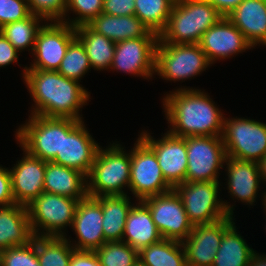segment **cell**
<instances>
[{
    "label": "cell",
    "mask_w": 266,
    "mask_h": 266,
    "mask_svg": "<svg viewBox=\"0 0 266 266\" xmlns=\"http://www.w3.org/2000/svg\"><path fill=\"white\" fill-rule=\"evenodd\" d=\"M174 90L161 98L170 134L178 137L222 136L225 114L208 92L181 85Z\"/></svg>",
    "instance_id": "6da1fadb"
},
{
    "label": "cell",
    "mask_w": 266,
    "mask_h": 266,
    "mask_svg": "<svg viewBox=\"0 0 266 266\" xmlns=\"http://www.w3.org/2000/svg\"><path fill=\"white\" fill-rule=\"evenodd\" d=\"M26 66L21 77L34 102L30 115L84 120L82 109L91 101V92L58 71L26 69Z\"/></svg>",
    "instance_id": "7a4b0ae2"
},
{
    "label": "cell",
    "mask_w": 266,
    "mask_h": 266,
    "mask_svg": "<svg viewBox=\"0 0 266 266\" xmlns=\"http://www.w3.org/2000/svg\"><path fill=\"white\" fill-rule=\"evenodd\" d=\"M112 142L107 145L108 147L100 146L97 152L86 177L88 196L129 194L131 150H125V146L118 141Z\"/></svg>",
    "instance_id": "3957f363"
},
{
    "label": "cell",
    "mask_w": 266,
    "mask_h": 266,
    "mask_svg": "<svg viewBox=\"0 0 266 266\" xmlns=\"http://www.w3.org/2000/svg\"><path fill=\"white\" fill-rule=\"evenodd\" d=\"M223 17L207 0H178L158 43L199 44L202 35Z\"/></svg>",
    "instance_id": "277c9868"
},
{
    "label": "cell",
    "mask_w": 266,
    "mask_h": 266,
    "mask_svg": "<svg viewBox=\"0 0 266 266\" xmlns=\"http://www.w3.org/2000/svg\"><path fill=\"white\" fill-rule=\"evenodd\" d=\"M222 182H184L173 189L179 195L189 221L193 225L210 224L228 216H233L236 204L220 197Z\"/></svg>",
    "instance_id": "5b68a950"
},
{
    "label": "cell",
    "mask_w": 266,
    "mask_h": 266,
    "mask_svg": "<svg viewBox=\"0 0 266 266\" xmlns=\"http://www.w3.org/2000/svg\"><path fill=\"white\" fill-rule=\"evenodd\" d=\"M211 66L199 44L157 43L155 75L167 82L194 79Z\"/></svg>",
    "instance_id": "8992f818"
},
{
    "label": "cell",
    "mask_w": 266,
    "mask_h": 266,
    "mask_svg": "<svg viewBox=\"0 0 266 266\" xmlns=\"http://www.w3.org/2000/svg\"><path fill=\"white\" fill-rule=\"evenodd\" d=\"M80 200L43 192L28 206L30 227L34 236L65 237L72 228Z\"/></svg>",
    "instance_id": "52a82bcc"
},
{
    "label": "cell",
    "mask_w": 266,
    "mask_h": 266,
    "mask_svg": "<svg viewBox=\"0 0 266 266\" xmlns=\"http://www.w3.org/2000/svg\"><path fill=\"white\" fill-rule=\"evenodd\" d=\"M223 144L227 156L259 162L266 155V123L245 117H224Z\"/></svg>",
    "instance_id": "ba28073f"
},
{
    "label": "cell",
    "mask_w": 266,
    "mask_h": 266,
    "mask_svg": "<svg viewBox=\"0 0 266 266\" xmlns=\"http://www.w3.org/2000/svg\"><path fill=\"white\" fill-rule=\"evenodd\" d=\"M15 131L21 149L43 161H52L61 151L62 118L29 115Z\"/></svg>",
    "instance_id": "9c48e42d"
},
{
    "label": "cell",
    "mask_w": 266,
    "mask_h": 266,
    "mask_svg": "<svg viewBox=\"0 0 266 266\" xmlns=\"http://www.w3.org/2000/svg\"><path fill=\"white\" fill-rule=\"evenodd\" d=\"M130 149L129 194H133L137 201H142L173 189L162 174L156 154L139 136Z\"/></svg>",
    "instance_id": "30bf717a"
},
{
    "label": "cell",
    "mask_w": 266,
    "mask_h": 266,
    "mask_svg": "<svg viewBox=\"0 0 266 266\" xmlns=\"http://www.w3.org/2000/svg\"><path fill=\"white\" fill-rule=\"evenodd\" d=\"M85 124L84 120L62 118L61 151L52 162L80 171L87 177L101 145Z\"/></svg>",
    "instance_id": "8fae6325"
},
{
    "label": "cell",
    "mask_w": 266,
    "mask_h": 266,
    "mask_svg": "<svg viewBox=\"0 0 266 266\" xmlns=\"http://www.w3.org/2000/svg\"><path fill=\"white\" fill-rule=\"evenodd\" d=\"M186 182L220 181L227 157L222 136H187Z\"/></svg>",
    "instance_id": "7c38bea8"
},
{
    "label": "cell",
    "mask_w": 266,
    "mask_h": 266,
    "mask_svg": "<svg viewBox=\"0 0 266 266\" xmlns=\"http://www.w3.org/2000/svg\"><path fill=\"white\" fill-rule=\"evenodd\" d=\"M75 37V27L62 21H46L37 33L31 54L34 58L26 69L57 71Z\"/></svg>",
    "instance_id": "4fadbf2b"
},
{
    "label": "cell",
    "mask_w": 266,
    "mask_h": 266,
    "mask_svg": "<svg viewBox=\"0 0 266 266\" xmlns=\"http://www.w3.org/2000/svg\"><path fill=\"white\" fill-rule=\"evenodd\" d=\"M142 202L150 210L152 220L163 239L182 242L192 231L193 224L174 189L145 198Z\"/></svg>",
    "instance_id": "5bb4252c"
},
{
    "label": "cell",
    "mask_w": 266,
    "mask_h": 266,
    "mask_svg": "<svg viewBox=\"0 0 266 266\" xmlns=\"http://www.w3.org/2000/svg\"><path fill=\"white\" fill-rule=\"evenodd\" d=\"M159 36H143L116 42L115 54L109 71L130 74L153 80L155 51Z\"/></svg>",
    "instance_id": "9a60e30c"
},
{
    "label": "cell",
    "mask_w": 266,
    "mask_h": 266,
    "mask_svg": "<svg viewBox=\"0 0 266 266\" xmlns=\"http://www.w3.org/2000/svg\"><path fill=\"white\" fill-rule=\"evenodd\" d=\"M148 130L138 136L154 151L165 180L174 188L186 182L187 149L184 137L166 131L161 138L155 139Z\"/></svg>",
    "instance_id": "2e32d148"
},
{
    "label": "cell",
    "mask_w": 266,
    "mask_h": 266,
    "mask_svg": "<svg viewBox=\"0 0 266 266\" xmlns=\"http://www.w3.org/2000/svg\"><path fill=\"white\" fill-rule=\"evenodd\" d=\"M235 219L228 216L210 224L193 225L192 231L181 242L187 266H212L224 231Z\"/></svg>",
    "instance_id": "e0dca14e"
},
{
    "label": "cell",
    "mask_w": 266,
    "mask_h": 266,
    "mask_svg": "<svg viewBox=\"0 0 266 266\" xmlns=\"http://www.w3.org/2000/svg\"><path fill=\"white\" fill-rule=\"evenodd\" d=\"M199 45L212 65L254 49L227 17H221L210 27L202 35Z\"/></svg>",
    "instance_id": "ac0fdd59"
},
{
    "label": "cell",
    "mask_w": 266,
    "mask_h": 266,
    "mask_svg": "<svg viewBox=\"0 0 266 266\" xmlns=\"http://www.w3.org/2000/svg\"><path fill=\"white\" fill-rule=\"evenodd\" d=\"M102 218V206L97 197L87 195L78 202L71 228L77 239L65 236L75 250L95 251L106 242Z\"/></svg>",
    "instance_id": "d6986e66"
},
{
    "label": "cell",
    "mask_w": 266,
    "mask_h": 266,
    "mask_svg": "<svg viewBox=\"0 0 266 266\" xmlns=\"http://www.w3.org/2000/svg\"><path fill=\"white\" fill-rule=\"evenodd\" d=\"M225 171V186L228 190V195L234 202H242L250 206L255 205L259 190L261 187V176L257 162L237 159L227 156L224 162ZM238 200V201H235Z\"/></svg>",
    "instance_id": "ffe728a7"
},
{
    "label": "cell",
    "mask_w": 266,
    "mask_h": 266,
    "mask_svg": "<svg viewBox=\"0 0 266 266\" xmlns=\"http://www.w3.org/2000/svg\"><path fill=\"white\" fill-rule=\"evenodd\" d=\"M22 151L23 157L9 170L14 201L27 207L44 192L45 161Z\"/></svg>",
    "instance_id": "44dd1931"
},
{
    "label": "cell",
    "mask_w": 266,
    "mask_h": 266,
    "mask_svg": "<svg viewBox=\"0 0 266 266\" xmlns=\"http://www.w3.org/2000/svg\"><path fill=\"white\" fill-rule=\"evenodd\" d=\"M255 49L266 46V0H243L226 16Z\"/></svg>",
    "instance_id": "7402d4cb"
},
{
    "label": "cell",
    "mask_w": 266,
    "mask_h": 266,
    "mask_svg": "<svg viewBox=\"0 0 266 266\" xmlns=\"http://www.w3.org/2000/svg\"><path fill=\"white\" fill-rule=\"evenodd\" d=\"M28 209L16 203L0 206V251L32 241Z\"/></svg>",
    "instance_id": "603a6c76"
},
{
    "label": "cell",
    "mask_w": 266,
    "mask_h": 266,
    "mask_svg": "<svg viewBox=\"0 0 266 266\" xmlns=\"http://www.w3.org/2000/svg\"><path fill=\"white\" fill-rule=\"evenodd\" d=\"M44 192L81 200L88 195L87 178L80 171L45 161Z\"/></svg>",
    "instance_id": "cb8c5ba5"
},
{
    "label": "cell",
    "mask_w": 266,
    "mask_h": 266,
    "mask_svg": "<svg viewBox=\"0 0 266 266\" xmlns=\"http://www.w3.org/2000/svg\"><path fill=\"white\" fill-rule=\"evenodd\" d=\"M133 201L124 227L122 241L138 252L163 239L152 220L150 210L142 201Z\"/></svg>",
    "instance_id": "d4e9b609"
},
{
    "label": "cell",
    "mask_w": 266,
    "mask_h": 266,
    "mask_svg": "<svg viewBox=\"0 0 266 266\" xmlns=\"http://www.w3.org/2000/svg\"><path fill=\"white\" fill-rule=\"evenodd\" d=\"M88 26L115 43L143 36H159L135 15L112 16L101 13Z\"/></svg>",
    "instance_id": "484cf974"
},
{
    "label": "cell",
    "mask_w": 266,
    "mask_h": 266,
    "mask_svg": "<svg viewBox=\"0 0 266 266\" xmlns=\"http://www.w3.org/2000/svg\"><path fill=\"white\" fill-rule=\"evenodd\" d=\"M103 212L102 229L106 242L122 241L128 213L135 203L130 195L97 197Z\"/></svg>",
    "instance_id": "4316f807"
},
{
    "label": "cell",
    "mask_w": 266,
    "mask_h": 266,
    "mask_svg": "<svg viewBox=\"0 0 266 266\" xmlns=\"http://www.w3.org/2000/svg\"><path fill=\"white\" fill-rule=\"evenodd\" d=\"M76 37L83 44L86 54L95 71L109 72L115 54L116 43L93 31L88 25L75 27Z\"/></svg>",
    "instance_id": "83f0119b"
},
{
    "label": "cell",
    "mask_w": 266,
    "mask_h": 266,
    "mask_svg": "<svg viewBox=\"0 0 266 266\" xmlns=\"http://www.w3.org/2000/svg\"><path fill=\"white\" fill-rule=\"evenodd\" d=\"M235 221L224 231L212 266H249L254 249L237 230Z\"/></svg>",
    "instance_id": "f1b7e54d"
},
{
    "label": "cell",
    "mask_w": 266,
    "mask_h": 266,
    "mask_svg": "<svg viewBox=\"0 0 266 266\" xmlns=\"http://www.w3.org/2000/svg\"><path fill=\"white\" fill-rule=\"evenodd\" d=\"M146 266H187L185 251L180 241L161 239L138 252Z\"/></svg>",
    "instance_id": "f546056e"
},
{
    "label": "cell",
    "mask_w": 266,
    "mask_h": 266,
    "mask_svg": "<svg viewBox=\"0 0 266 266\" xmlns=\"http://www.w3.org/2000/svg\"><path fill=\"white\" fill-rule=\"evenodd\" d=\"M45 22L41 16L31 13L27 18L4 25L0 32L20 54L24 51L32 54L37 33Z\"/></svg>",
    "instance_id": "4dcf8cb0"
},
{
    "label": "cell",
    "mask_w": 266,
    "mask_h": 266,
    "mask_svg": "<svg viewBox=\"0 0 266 266\" xmlns=\"http://www.w3.org/2000/svg\"><path fill=\"white\" fill-rule=\"evenodd\" d=\"M40 266H69L74 247L66 237L35 236Z\"/></svg>",
    "instance_id": "1f68e13d"
},
{
    "label": "cell",
    "mask_w": 266,
    "mask_h": 266,
    "mask_svg": "<svg viewBox=\"0 0 266 266\" xmlns=\"http://www.w3.org/2000/svg\"><path fill=\"white\" fill-rule=\"evenodd\" d=\"M175 0H135V16L158 35L166 28Z\"/></svg>",
    "instance_id": "d6a6232c"
},
{
    "label": "cell",
    "mask_w": 266,
    "mask_h": 266,
    "mask_svg": "<svg viewBox=\"0 0 266 266\" xmlns=\"http://www.w3.org/2000/svg\"><path fill=\"white\" fill-rule=\"evenodd\" d=\"M91 71L86 50L81 41L75 37L69 44L58 72L66 78L81 82L86 73Z\"/></svg>",
    "instance_id": "836d02e7"
},
{
    "label": "cell",
    "mask_w": 266,
    "mask_h": 266,
    "mask_svg": "<svg viewBox=\"0 0 266 266\" xmlns=\"http://www.w3.org/2000/svg\"><path fill=\"white\" fill-rule=\"evenodd\" d=\"M100 266H133L138 260V251L123 241L105 242L94 251Z\"/></svg>",
    "instance_id": "e575fe53"
},
{
    "label": "cell",
    "mask_w": 266,
    "mask_h": 266,
    "mask_svg": "<svg viewBox=\"0 0 266 266\" xmlns=\"http://www.w3.org/2000/svg\"><path fill=\"white\" fill-rule=\"evenodd\" d=\"M102 10L103 0H67L64 18L61 21L72 27L88 25L102 13ZM71 13L74 17L70 18Z\"/></svg>",
    "instance_id": "d590c367"
},
{
    "label": "cell",
    "mask_w": 266,
    "mask_h": 266,
    "mask_svg": "<svg viewBox=\"0 0 266 266\" xmlns=\"http://www.w3.org/2000/svg\"><path fill=\"white\" fill-rule=\"evenodd\" d=\"M0 266H40L35 247V236L27 245L0 251Z\"/></svg>",
    "instance_id": "8d00e7d4"
},
{
    "label": "cell",
    "mask_w": 266,
    "mask_h": 266,
    "mask_svg": "<svg viewBox=\"0 0 266 266\" xmlns=\"http://www.w3.org/2000/svg\"><path fill=\"white\" fill-rule=\"evenodd\" d=\"M32 14L46 21H61L64 18L67 0H27Z\"/></svg>",
    "instance_id": "74e56055"
},
{
    "label": "cell",
    "mask_w": 266,
    "mask_h": 266,
    "mask_svg": "<svg viewBox=\"0 0 266 266\" xmlns=\"http://www.w3.org/2000/svg\"><path fill=\"white\" fill-rule=\"evenodd\" d=\"M31 14L27 0H0V28Z\"/></svg>",
    "instance_id": "f35d334b"
},
{
    "label": "cell",
    "mask_w": 266,
    "mask_h": 266,
    "mask_svg": "<svg viewBox=\"0 0 266 266\" xmlns=\"http://www.w3.org/2000/svg\"><path fill=\"white\" fill-rule=\"evenodd\" d=\"M102 13L112 16L135 15V0H103Z\"/></svg>",
    "instance_id": "ab89813d"
},
{
    "label": "cell",
    "mask_w": 266,
    "mask_h": 266,
    "mask_svg": "<svg viewBox=\"0 0 266 266\" xmlns=\"http://www.w3.org/2000/svg\"><path fill=\"white\" fill-rule=\"evenodd\" d=\"M14 203L10 170L8 167L0 165V206H8Z\"/></svg>",
    "instance_id": "60d3db41"
},
{
    "label": "cell",
    "mask_w": 266,
    "mask_h": 266,
    "mask_svg": "<svg viewBox=\"0 0 266 266\" xmlns=\"http://www.w3.org/2000/svg\"><path fill=\"white\" fill-rule=\"evenodd\" d=\"M19 55L15 47L0 32V67L6 68L10 64H17Z\"/></svg>",
    "instance_id": "b9f144b4"
},
{
    "label": "cell",
    "mask_w": 266,
    "mask_h": 266,
    "mask_svg": "<svg viewBox=\"0 0 266 266\" xmlns=\"http://www.w3.org/2000/svg\"><path fill=\"white\" fill-rule=\"evenodd\" d=\"M69 266H100V262L94 251L74 250Z\"/></svg>",
    "instance_id": "7bdbcfd3"
},
{
    "label": "cell",
    "mask_w": 266,
    "mask_h": 266,
    "mask_svg": "<svg viewBox=\"0 0 266 266\" xmlns=\"http://www.w3.org/2000/svg\"><path fill=\"white\" fill-rule=\"evenodd\" d=\"M217 11L226 17L230 14L243 0H207Z\"/></svg>",
    "instance_id": "ee69618b"
},
{
    "label": "cell",
    "mask_w": 266,
    "mask_h": 266,
    "mask_svg": "<svg viewBox=\"0 0 266 266\" xmlns=\"http://www.w3.org/2000/svg\"><path fill=\"white\" fill-rule=\"evenodd\" d=\"M249 266H266V253L259 254L254 250L249 260Z\"/></svg>",
    "instance_id": "f6af8a7d"
},
{
    "label": "cell",
    "mask_w": 266,
    "mask_h": 266,
    "mask_svg": "<svg viewBox=\"0 0 266 266\" xmlns=\"http://www.w3.org/2000/svg\"><path fill=\"white\" fill-rule=\"evenodd\" d=\"M261 181L263 185H266V155L258 162ZM265 183V184H264Z\"/></svg>",
    "instance_id": "bcb514c9"
},
{
    "label": "cell",
    "mask_w": 266,
    "mask_h": 266,
    "mask_svg": "<svg viewBox=\"0 0 266 266\" xmlns=\"http://www.w3.org/2000/svg\"><path fill=\"white\" fill-rule=\"evenodd\" d=\"M265 190L266 189H264L263 193H260L261 194L260 200H262V206H264L263 207V212L265 213V216H266V191ZM264 218H266V217H264Z\"/></svg>",
    "instance_id": "7dc6e473"
},
{
    "label": "cell",
    "mask_w": 266,
    "mask_h": 266,
    "mask_svg": "<svg viewBox=\"0 0 266 266\" xmlns=\"http://www.w3.org/2000/svg\"><path fill=\"white\" fill-rule=\"evenodd\" d=\"M133 266H146V265L142 263L140 260H138Z\"/></svg>",
    "instance_id": "c3c4849f"
}]
</instances>
